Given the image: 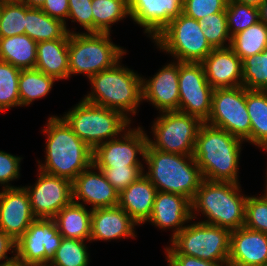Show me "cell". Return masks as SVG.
Returning a JSON list of instances; mask_svg holds the SVG:
<instances>
[{"label":"cell","instance_id":"db71d44e","mask_svg":"<svg viewBox=\"0 0 267 266\" xmlns=\"http://www.w3.org/2000/svg\"><path fill=\"white\" fill-rule=\"evenodd\" d=\"M125 2H127L128 4L131 2V0H124Z\"/></svg>","mask_w":267,"mask_h":266},{"label":"cell","instance_id":"74e56055","mask_svg":"<svg viewBox=\"0 0 267 266\" xmlns=\"http://www.w3.org/2000/svg\"><path fill=\"white\" fill-rule=\"evenodd\" d=\"M225 11L231 37L260 21V10L253 6L227 2Z\"/></svg>","mask_w":267,"mask_h":266},{"label":"cell","instance_id":"52a82bcc","mask_svg":"<svg viewBox=\"0 0 267 266\" xmlns=\"http://www.w3.org/2000/svg\"><path fill=\"white\" fill-rule=\"evenodd\" d=\"M126 51L111 42L110 33L69 34V77L85 74L91 78L103 70L112 68Z\"/></svg>","mask_w":267,"mask_h":266},{"label":"cell","instance_id":"4dcf8cb0","mask_svg":"<svg viewBox=\"0 0 267 266\" xmlns=\"http://www.w3.org/2000/svg\"><path fill=\"white\" fill-rule=\"evenodd\" d=\"M55 78L37 69H21L19 76L20 106H26L36 99L45 97L52 89Z\"/></svg>","mask_w":267,"mask_h":266},{"label":"cell","instance_id":"5b68a950","mask_svg":"<svg viewBox=\"0 0 267 266\" xmlns=\"http://www.w3.org/2000/svg\"><path fill=\"white\" fill-rule=\"evenodd\" d=\"M144 160L148 168L144 175L157 191L180 194L192 201L203 180L193 156L162 152L148 144Z\"/></svg>","mask_w":267,"mask_h":266},{"label":"cell","instance_id":"4fadbf2b","mask_svg":"<svg viewBox=\"0 0 267 266\" xmlns=\"http://www.w3.org/2000/svg\"><path fill=\"white\" fill-rule=\"evenodd\" d=\"M179 111L206 123L211 113L214 89L201 63L179 61Z\"/></svg>","mask_w":267,"mask_h":266},{"label":"cell","instance_id":"ab89813d","mask_svg":"<svg viewBox=\"0 0 267 266\" xmlns=\"http://www.w3.org/2000/svg\"><path fill=\"white\" fill-rule=\"evenodd\" d=\"M105 175L108 182L120 193L144 174L143 166L96 167Z\"/></svg>","mask_w":267,"mask_h":266},{"label":"cell","instance_id":"f5cc1de1","mask_svg":"<svg viewBox=\"0 0 267 266\" xmlns=\"http://www.w3.org/2000/svg\"><path fill=\"white\" fill-rule=\"evenodd\" d=\"M267 175V174H266ZM266 193L265 194H267V180H266V190H264Z\"/></svg>","mask_w":267,"mask_h":266},{"label":"cell","instance_id":"83f0119b","mask_svg":"<svg viewBox=\"0 0 267 266\" xmlns=\"http://www.w3.org/2000/svg\"><path fill=\"white\" fill-rule=\"evenodd\" d=\"M37 42L26 34L0 37V60L19 69H34Z\"/></svg>","mask_w":267,"mask_h":266},{"label":"cell","instance_id":"f907efd6","mask_svg":"<svg viewBox=\"0 0 267 266\" xmlns=\"http://www.w3.org/2000/svg\"><path fill=\"white\" fill-rule=\"evenodd\" d=\"M1 266H33V265H30V264H26V263H23L17 259L11 261V262H8V263H5V264H2Z\"/></svg>","mask_w":267,"mask_h":266},{"label":"cell","instance_id":"bcb514c9","mask_svg":"<svg viewBox=\"0 0 267 266\" xmlns=\"http://www.w3.org/2000/svg\"><path fill=\"white\" fill-rule=\"evenodd\" d=\"M11 249V253H16V242L9 235H6L2 230H0V262L4 260L0 263V266L16 259V254H14L11 258H8L7 253Z\"/></svg>","mask_w":267,"mask_h":266},{"label":"cell","instance_id":"836d02e7","mask_svg":"<svg viewBox=\"0 0 267 266\" xmlns=\"http://www.w3.org/2000/svg\"><path fill=\"white\" fill-rule=\"evenodd\" d=\"M86 242L64 238L48 266H89V253Z\"/></svg>","mask_w":267,"mask_h":266},{"label":"cell","instance_id":"484cf974","mask_svg":"<svg viewBox=\"0 0 267 266\" xmlns=\"http://www.w3.org/2000/svg\"><path fill=\"white\" fill-rule=\"evenodd\" d=\"M89 210L83 203L73 201L63 207L54 217L59 233L64 238L90 242L92 209Z\"/></svg>","mask_w":267,"mask_h":266},{"label":"cell","instance_id":"9c48e42d","mask_svg":"<svg viewBox=\"0 0 267 266\" xmlns=\"http://www.w3.org/2000/svg\"><path fill=\"white\" fill-rule=\"evenodd\" d=\"M175 61L201 63L213 50L198 20L181 13L153 39Z\"/></svg>","mask_w":267,"mask_h":266},{"label":"cell","instance_id":"7402d4cb","mask_svg":"<svg viewBox=\"0 0 267 266\" xmlns=\"http://www.w3.org/2000/svg\"><path fill=\"white\" fill-rule=\"evenodd\" d=\"M192 220L191 201L188 198L180 194L157 191L153 210L147 222L159 229H173L172 239L185 227L186 222Z\"/></svg>","mask_w":267,"mask_h":266},{"label":"cell","instance_id":"30bf717a","mask_svg":"<svg viewBox=\"0 0 267 266\" xmlns=\"http://www.w3.org/2000/svg\"><path fill=\"white\" fill-rule=\"evenodd\" d=\"M202 123L198 118L180 111L161 112L151 128L154 141L148 136V144L162 152L193 156Z\"/></svg>","mask_w":267,"mask_h":266},{"label":"cell","instance_id":"e575fe53","mask_svg":"<svg viewBox=\"0 0 267 266\" xmlns=\"http://www.w3.org/2000/svg\"><path fill=\"white\" fill-rule=\"evenodd\" d=\"M243 86L247 90L267 91V48L242 60Z\"/></svg>","mask_w":267,"mask_h":266},{"label":"cell","instance_id":"816d5d0a","mask_svg":"<svg viewBox=\"0 0 267 266\" xmlns=\"http://www.w3.org/2000/svg\"><path fill=\"white\" fill-rule=\"evenodd\" d=\"M0 1H20V0H0Z\"/></svg>","mask_w":267,"mask_h":266},{"label":"cell","instance_id":"277c9868","mask_svg":"<svg viewBox=\"0 0 267 266\" xmlns=\"http://www.w3.org/2000/svg\"><path fill=\"white\" fill-rule=\"evenodd\" d=\"M89 81L93 90L84 101L118 111L130 121V113L136 115L143 101L141 75L122 67L119 61L112 68L94 74Z\"/></svg>","mask_w":267,"mask_h":266},{"label":"cell","instance_id":"d4e9b609","mask_svg":"<svg viewBox=\"0 0 267 266\" xmlns=\"http://www.w3.org/2000/svg\"><path fill=\"white\" fill-rule=\"evenodd\" d=\"M69 39H56L37 43L35 69L55 78H69Z\"/></svg>","mask_w":267,"mask_h":266},{"label":"cell","instance_id":"7dc6e473","mask_svg":"<svg viewBox=\"0 0 267 266\" xmlns=\"http://www.w3.org/2000/svg\"><path fill=\"white\" fill-rule=\"evenodd\" d=\"M228 2H237V3H241V4H245V5H249V6H253L256 8H260L261 4L265 1V0H227Z\"/></svg>","mask_w":267,"mask_h":266},{"label":"cell","instance_id":"ac0fdd59","mask_svg":"<svg viewBox=\"0 0 267 266\" xmlns=\"http://www.w3.org/2000/svg\"><path fill=\"white\" fill-rule=\"evenodd\" d=\"M183 11V0H131L129 15L152 40Z\"/></svg>","mask_w":267,"mask_h":266},{"label":"cell","instance_id":"cb8c5ba5","mask_svg":"<svg viewBox=\"0 0 267 266\" xmlns=\"http://www.w3.org/2000/svg\"><path fill=\"white\" fill-rule=\"evenodd\" d=\"M156 187L143 174L119 193V204L138 226L147 223L153 210Z\"/></svg>","mask_w":267,"mask_h":266},{"label":"cell","instance_id":"d6a6232c","mask_svg":"<svg viewBox=\"0 0 267 266\" xmlns=\"http://www.w3.org/2000/svg\"><path fill=\"white\" fill-rule=\"evenodd\" d=\"M26 5L20 1H0V37L25 34Z\"/></svg>","mask_w":267,"mask_h":266},{"label":"cell","instance_id":"4316f807","mask_svg":"<svg viewBox=\"0 0 267 266\" xmlns=\"http://www.w3.org/2000/svg\"><path fill=\"white\" fill-rule=\"evenodd\" d=\"M73 33L75 32L69 30L65 23L50 17L40 8L26 6L25 34L37 43L56 39H69V34Z\"/></svg>","mask_w":267,"mask_h":266},{"label":"cell","instance_id":"ee69618b","mask_svg":"<svg viewBox=\"0 0 267 266\" xmlns=\"http://www.w3.org/2000/svg\"><path fill=\"white\" fill-rule=\"evenodd\" d=\"M166 257L173 266H220L216 262L203 260L197 257L178 254L171 246L166 247Z\"/></svg>","mask_w":267,"mask_h":266},{"label":"cell","instance_id":"ffe728a7","mask_svg":"<svg viewBox=\"0 0 267 266\" xmlns=\"http://www.w3.org/2000/svg\"><path fill=\"white\" fill-rule=\"evenodd\" d=\"M201 64L213 89L243 86L242 60L230 47L213 49Z\"/></svg>","mask_w":267,"mask_h":266},{"label":"cell","instance_id":"8fae6325","mask_svg":"<svg viewBox=\"0 0 267 266\" xmlns=\"http://www.w3.org/2000/svg\"><path fill=\"white\" fill-rule=\"evenodd\" d=\"M206 123L250 142L251 121L246 107V88L214 89L211 113Z\"/></svg>","mask_w":267,"mask_h":266},{"label":"cell","instance_id":"e0dca14e","mask_svg":"<svg viewBox=\"0 0 267 266\" xmlns=\"http://www.w3.org/2000/svg\"><path fill=\"white\" fill-rule=\"evenodd\" d=\"M93 169V170H92ZM98 170L97 172L95 170ZM95 171V172H94ZM73 202L91 204L92 210L119 204V192L108 182L103 172L91 164L73 181ZM79 200V201H78ZM82 200V202H80Z\"/></svg>","mask_w":267,"mask_h":266},{"label":"cell","instance_id":"681fc988","mask_svg":"<svg viewBox=\"0 0 267 266\" xmlns=\"http://www.w3.org/2000/svg\"><path fill=\"white\" fill-rule=\"evenodd\" d=\"M260 20L267 25V0H265L260 8Z\"/></svg>","mask_w":267,"mask_h":266},{"label":"cell","instance_id":"5bb4252c","mask_svg":"<svg viewBox=\"0 0 267 266\" xmlns=\"http://www.w3.org/2000/svg\"><path fill=\"white\" fill-rule=\"evenodd\" d=\"M148 135L138 127L128 128L120 138L108 140L93 150L92 164L95 167L143 166L138 155L145 159Z\"/></svg>","mask_w":267,"mask_h":266},{"label":"cell","instance_id":"d6986e66","mask_svg":"<svg viewBox=\"0 0 267 266\" xmlns=\"http://www.w3.org/2000/svg\"><path fill=\"white\" fill-rule=\"evenodd\" d=\"M179 61L159 69L152 79L142 78V100L160 112L179 111Z\"/></svg>","mask_w":267,"mask_h":266},{"label":"cell","instance_id":"7bdbcfd3","mask_svg":"<svg viewBox=\"0 0 267 266\" xmlns=\"http://www.w3.org/2000/svg\"><path fill=\"white\" fill-rule=\"evenodd\" d=\"M22 157H18L4 151H0V184L3 188H14L10 181L18 179L20 176V162Z\"/></svg>","mask_w":267,"mask_h":266},{"label":"cell","instance_id":"d590c367","mask_svg":"<svg viewBox=\"0 0 267 266\" xmlns=\"http://www.w3.org/2000/svg\"><path fill=\"white\" fill-rule=\"evenodd\" d=\"M20 71L21 69L0 60V112L20 106Z\"/></svg>","mask_w":267,"mask_h":266},{"label":"cell","instance_id":"f1b7e54d","mask_svg":"<svg viewBox=\"0 0 267 266\" xmlns=\"http://www.w3.org/2000/svg\"><path fill=\"white\" fill-rule=\"evenodd\" d=\"M246 107L251 121L250 143L267 152V91L246 89Z\"/></svg>","mask_w":267,"mask_h":266},{"label":"cell","instance_id":"ba28073f","mask_svg":"<svg viewBox=\"0 0 267 266\" xmlns=\"http://www.w3.org/2000/svg\"><path fill=\"white\" fill-rule=\"evenodd\" d=\"M230 234L227 228L194 222L171 239V247L182 255L197 257L228 266Z\"/></svg>","mask_w":267,"mask_h":266},{"label":"cell","instance_id":"603a6c76","mask_svg":"<svg viewBox=\"0 0 267 266\" xmlns=\"http://www.w3.org/2000/svg\"><path fill=\"white\" fill-rule=\"evenodd\" d=\"M138 224L118 205L92 210L90 241L135 238Z\"/></svg>","mask_w":267,"mask_h":266},{"label":"cell","instance_id":"9a60e30c","mask_svg":"<svg viewBox=\"0 0 267 266\" xmlns=\"http://www.w3.org/2000/svg\"><path fill=\"white\" fill-rule=\"evenodd\" d=\"M34 186L25 187L36 218H54L73 201L72 181L40 170Z\"/></svg>","mask_w":267,"mask_h":266},{"label":"cell","instance_id":"8992f818","mask_svg":"<svg viewBox=\"0 0 267 266\" xmlns=\"http://www.w3.org/2000/svg\"><path fill=\"white\" fill-rule=\"evenodd\" d=\"M61 118L92 150L108 140L118 138L131 123L122 113L83 99Z\"/></svg>","mask_w":267,"mask_h":266},{"label":"cell","instance_id":"2e32d148","mask_svg":"<svg viewBox=\"0 0 267 266\" xmlns=\"http://www.w3.org/2000/svg\"><path fill=\"white\" fill-rule=\"evenodd\" d=\"M0 192V230L15 242L36 219L25 187L4 188Z\"/></svg>","mask_w":267,"mask_h":266},{"label":"cell","instance_id":"7c38bea8","mask_svg":"<svg viewBox=\"0 0 267 266\" xmlns=\"http://www.w3.org/2000/svg\"><path fill=\"white\" fill-rule=\"evenodd\" d=\"M62 239L54 218H36L16 241V259L33 266H48Z\"/></svg>","mask_w":267,"mask_h":266},{"label":"cell","instance_id":"b9f144b4","mask_svg":"<svg viewBox=\"0 0 267 266\" xmlns=\"http://www.w3.org/2000/svg\"><path fill=\"white\" fill-rule=\"evenodd\" d=\"M92 0H68L71 22H78L86 33H93V14L91 7Z\"/></svg>","mask_w":267,"mask_h":266},{"label":"cell","instance_id":"8d00e7d4","mask_svg":"<svg viewBox=\"0 0 267 266\" xmlns=\"http://www.w3.org/2000/svg\"><path fill=\"white\" fill-rule=\"evenodd\" d=\"M206 40L213 49L230 46L231 35L228 31L226 11L210 14L199 20ZM228 41V45L226 42Z\"/></svg>","mask_w":267,"mask_h":266},{"label":"cell","instance_id":"c3c4849f","mask_svg":"<svg viewBox=\"0 0 267 266\" xmlns=\"http://www.w3.org/2000/svg\"><path fill=\"white\" fill-rule=\"evenodd\" d=\"M20 2L24 3L28 7L41 8L45 0H20Z\"/></svg>","mask_w":267,"mask_h":266},{"label":"cell","instance_id":"60d3db41","mask_svg":"<svg viewBox=\"0 0 267 266\" xmlns=\"http://www.w3.org/2000/svg\"><path fill=\"white\" fill-rule=\"evenodd\" d=\"M227 0H183L182 13L195 20L223 12L226 9Z\"/></svg>","mask_w":267,"mask_h":266},{"label":"cell","instance_id":"3957f363","mask_svg":"<svg viewBox=\"0 0 267 266\" xmlns=\"http://www.w3.org/2000/svg\"><path fill=\"white\" fill-rule=\"evenodd\" d=\"M239 184L203 179L191 201L192 219L197 218L196 211L207 218L203 223L230 231L244 227L248 196L240 193Z\"/></svg>","mask_w":267,"mask_h":266},{"label":"cell","instance_id":"1f68e13d","mask_svg":"<svg viewBox=\"0 0 267 266\" xmlns=\"http://www.w3.org/2000/svg\"><path fill=\"white\" fill-rule=\"evenodd\" d=\"M93 33H110L111 25L129 15L124 0H92Z\"/></svg>","mask_w":267,"mask_h":266},{"label":"cell","instance_id":"f35d334b","mask_svg":"<svg viewBox=\"0 0 267 266\" xmlns=\"http://www.w3.org/2000/svg\"><path fill=\"white\" fill-rule=\"evenodd\" d=\"M244 227L267 234V194L247 197Z\"/></svg>","mask_w":267,"mask_h":266},{"label":"cell","instance_id":"7a4b0ae2","mask_svg":"<svg viewBox=\"0 0 267 266\" xmlns=\"http://www.w3.org/2000/svg\"><path fill=\"white\" fill-rule=\"evenodd\" d=\"M45 163L38 161V170L73 181L92 164L93 150L58 116L47 120Z\"/></svg>","mask_w":267,"mask_h":266},{"label":"cell","instance_id":"f546056e","mask_svg":"<svg viewBox=\"0 0 267 266\" xmlns=\"http://www.w3.org/2000/svg\"><path fill=\"white\" fill-rule=\"evenodd\" d=\"M229 47L241 60L261 53L267 48V25L260 20L233 35Z\"/></svg>","mask_w":267,"mask_h":266},{"label":"cell","instance_id":"44dd1931","mask_svg":"<svg viewBox=\"0 0 267 266\" xmlns=\"http://www.w3.org/2000/svg\"><path fill=\"white\" fill-rule=\"evenodd\" d=\"M228 266H267V234L246 227L231 231Z\"/></svg>","mask_w":267,"mask_h":266},{"label":"cell","instance_id":"6da1fadb","mask_svg":"<svg viewBox=\"0 0 267 266\" xmlns=\"http://www.w3.org/2000/svg\"><path fill=\"white\" fill-rule=\"evenodd\" d=\"M242 143L243 140L224 129L202 123L197 133L193 158L203 179L239 183L238 165Z\"/></svg>","mask_w":267,"mask_h":266},{"label":"cell","instance_id":"f6af8a7d","mask_svg":"<svg viewBox=\"0 0 267 266\" xmlns=\"http://www.w3.org/2000/svg\"><path fill=\"white\" fill-rule=\"evenodd\" d=\"M40 9L50 17L60 20L66 25L65 20L68 19L69 14L68 0H45Z\"/></svg>","mask_w":267,"mask_h":266}]
</instances>
